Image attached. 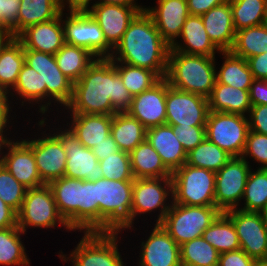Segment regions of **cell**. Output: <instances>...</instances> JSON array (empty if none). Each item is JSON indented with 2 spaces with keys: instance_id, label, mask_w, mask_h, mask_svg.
Wrapping results in <instances>:
<instances>
[{
  "instance_id": "680465c9",
  "label": "cell",
  "mask_w": 267,
  "mask_h": 266,
  "mask_svg": "<svg viewBox=\"0 0 267 266\" xmlns=\"http://www.w3.org/2000/svg\"><path fill=\"white\" fill-rule=\"evenodd\" d=\"M17 227V212L0 198V229Z\"/></svg>"
},
{
  "instance_id": "30bf717a",
  "label": "cell",
  "mask_w": 267,
  "mask_h": 266,
  "mask_svg": "<svg viewBox=\"0 0 267 266\" xmlns=\"http://www.w3.org/2000/svg\"><path fill=\"white\" fill-rule=\"evenodd\" d=\"M249 131L248 116L209 111L206 138L232 157H241Z\"/></svg>"
},
{
  "instance_id": "d6986e66",
  "label": "cell",
  "mask_w": 267,
  "mask_h": 266,
  "mask_svg": "<svg viewBox=\"0 0 267 266\" xmlns=\"http://www.w3.org/2000/svg\"><path fill=\"white\" fill-rule=\"evenodd\" d=\"M146 128L163 125L166 122V78H161L151 88L132 97L127 111Z\"/></svg>"
},
{
  "instance_id": "7dc6e473",
  "label": "cell",
  "mask_w": 267,
  "mask_h": 266,
  "mask_svg": "<svg viewBox=\"0 0 267 266\" xmlns=\"http://www.w3.org/2000/svg\"><path fill=\"white\" fill-rule=\"evenodd\" d=\"M27 188L0 163V198L18 212L24 201Z\"/></svg>"
},
{
  "instance_id": "7c38bea8",
  "label": "cell",
  "mask_w": 267,
  "mask_h": 266,
  "mask_svg": "<svg viewBox=\"0 0 267 266\" xmlns=\"http://www.w3.org/2000/svg\"><path fill=\"white\" fill-rule=\"evenodd\" d=\"M64 14L66 15L63 19ZM65 43L83 47L97 58L110 57L113 48L106 42L103 31L88 12L62 13Z\"/></svg>"
},
{
  "instance_id": "5b68a950",
  "label": "cell",
  "mask_w": 267,
  "mask_h": 266,
  "mask_svg": "<svg viewBox=\"0 0 267 266\" xmlns=\"http://www.w3.org/2000/svg\"><path fill=\"white\" fill-rule=\"evenodd\" d=\"M221 213L216 206H186L172 201L169 211L159 224L181 246L201 237Z\"/></svg>"
},
{
  "instance_id": "6da1fadb",
  "label": "cell",
  "mask_w": 267,
  "mask_h": 266,
  "mask_svg": "<svg viewBox=\"0 0 267 266\" xmlns=\"http://www.w3.org/2000/svg\"><path fill=\"white\" fill-rule=\"evenodd\" d=\"M132 97L113 61L97 58L73 84L72 98L65 109L68 113L113 115L127 112Z\"/></svg>"
},
{
  "instance_id": "2e32d148",
  "label": "cell",
  "mask_w": 267,
  "mask_h": 266,
  "mask_svg": "<svg viewBox=\"0 0 267 266\" xmlns=\"http://www.w3.org/2000/svg\"><path fill=\"white\" fill-rule=\"evenodd\" d=\"M224 213L235 226L240 248L256 261L267 260V235L262 212L231 209Z\"/></svg>"
},
{
  "instance_id": "8d00e7d4",
  "label": "cell",
  "mask_w": 267,
  "mask_h": 266,
  "mask_svg": "<svg viewBox=\"0 0 267 266\" xmlns=\"http://www.w3.org/2000/svg\"><path fill=\"white\" fill-rule=\"evenodd\" d=\"M202 237L219 253L240 249V242L235 226L224 212L206 228Z\"/></svg>"
},
{
  "instance_id": "52a82bcc",
  "label": "cell",
  "mask_w": 267,
  "mask_h": 266,
  "mask_svg": "<svg viewBox=\"0 0 267 266\" xmlns=\"http://www.w3.org/2000/svg\"><path fill=\"white\" fill-rule=\"evenodd\" d=\"M69 257L59 252L63 261H71L72 266H126L118 249L120 232H84Z\"/></svg>"
},
{
  "instance_id": "7bdbcfd3",
  "label": "cell",
  "mask_w": 267,
  "mask_h": 266,
  "mask_svg": "<svg viewBox=\"0 0 267 266\" xmlns=\"http://www.w3.org/2000/svg\"><path fill=\"white\" fill-rule=\"evenodd\" d=\"M219 254L201 236L180 246L181 266H218Z\"/></svg>"
},
{
  "instance_id": "be15d7a7",
  "label": "cell",
  "mask_w": 267,
  "mask_h": 266,
  "mask_svg": "<svg viewBox=\"0 0 267 266\" xmlns=\"http://www.w3.org/2000/svg\"><path fill=\"white\" fill-rule=\"evenodd\" d=\"M9 96H0V115H10V111H12V107H10V104L12 103L9 98ZM9 100V101H8ZM10 102V103H9Z\"/></svg>"
},
{
  "instance_id": "ab89813d",
  "label": "cell",
  "mask_w": 267,
  "mask_h": 266,
  "mask_svg": "<svg viewBox=\"0 0 267 266\" xmlns=\"http://www.w3.org/2000/svg\"><path fill=\"white\" fill-rule=\"evenodd\" d=\"M244 206L237 209L246 212H263L267 210V169L250 170L243 197Z\"/></svg>"
},
{
  "instance_id": "816d5d0a",
  "label": "cell",
  "mask_w": 267,
  "mask_h": 266,
  "mask_svg": "<svg viewBox=\"0 0 267 266\" xmlns=\"http://www.w3.org/2000/svg\"><path fill=\"white\" fill-rule=\"evenodd\" d=\"M257 261L241 248L219 254L218 266H256Z\"/></svg>"
},
{
  "instance_id": "74e56055",
  "label": "cell",
  "mask_w": 267,
  "mask_h": 266,
  "mask_svg": "<svg viewBox=\"0 0 267 266\" xmlns=\"http://www.w3.org/2000/svg\"><path fill=\"white\" fill-rule=\"evenodd\" d=\"M23 234L25 233L18 227L0 229V265H30L25 245L21 240Z\"/></svg>"
},
{
  "instance_id": "44dd1931",
  "label": "cell",
  "mask_w": 267,
  "mask_h": 266,
  "mask_svg": "<svg viewBox=\"0 0 267 266\" xmlns=\"http://www.w3.org/2000/svg\"><path fill=\"white\" fill-rule=\"evenodd\" d=\"M88 13L100 26L106 42L114 49L139 12L133 7L100 4L92 5Z\"/></svg>"
},
{
  "instance_id": "e0dca14e",
  "label": "cell",
  "mask_w": 267,
  "mask_h": 266,
  "mask_svg": "<svg viewBox=\"0 0 267 266\" xmlns=\"http://www.w3.org/2000/svg\"><path fill=\"white\" fill-rule=\"evenodd\" d=\"M38 139H23L33 150L40 178L44 184L64 176L67 155L60 138L52 131ZM52 134V135H51Z\"/></svg>"
},
{
  "instance_id": "603a6c76",
  "label": "cell",
  "mask_w": 267,
  "mask_h": 266,
  "mask_svg": "<svg viewBox=\"0 0 267 266\" xmlns=\"http://www.w3.org/2000/svg\"><path fill=\"white\" fill-rule=\"evenodd\" d=\"M16 38L23 49L54 55L65 44L62 13L55 19L26 28Z\"/></svg>"
},
{
  "instance_id": "4dcf8cb0",
  "label": "cell",
  "mask_w": 267,
  "mask_h": 266,
  "mask_svg": "<svg viewBox=\"0 0 267 266\" xmlns=\"http://www.w3.org/2000/svg\"><path fill=\"white\" fill-rule=\"evenodd\" d=\"M129 154L134 179L172 177V173L165 167L161 157L147 140Z\"/></svg>"
},
{
  "instance_id": "f6af8a7d",
  "label": "cell",
  "mask_w": 267,
  "mask_h": 266,
  "mask_svg": "<svg viewBox=\"0 0 267 266\" xmlns=\"http://www.w3.org/2000/svg\"><path fill=\"white\" fill-rule=\"evenodd\" d=\"M113 64L115 65L117 73L121 77L124 86L132 96L141 94L161 79L154 71L146 68L122 62H113Z\"/></svg>"
},
{
  "instance_id": "9c48e42d",
  "label": "cell",
  "mask_w": 267,
  "mask_h": 266,
  "mask_svg": "<svg viewBox=\"0 0 267 266\" xmlns=\"http://www.w3.org/2000/svg\"><path fill=\"white\" fill-rule=\"evenodd\" d=\"M24 57L25 64L40 74L42 86H46L44 116L52 102L66 107L72 98L74 83L59 69L55 56L41 51L24 49Z\"/></svg>"
},
{
  "instance_id": "484cf974",
  "label": "cell",
  "mask_w": 267,
  "mask_h": 266,
  "mask_svg": "<svg viewBox=\"0 0 267 266\" xmlns=\"http://www.w3.org/2000/svg\"><path fill=\"white\" fill-rule=\"evenodd\" d=\"M178 38L183 41L177 42L178 40H176L170 46V50L207 57H215L217 51V53L221 52L209 39L201 16L189 15Z\"/></svg>"
},
{
  "instance_id": "bcb514c9",
  "label": "cell",
  "mask_w": 267,
  "mask_h": 266,
  "mask_svg": "<svg viewBox=\"0 0 267 266\" xmlns=\"http://www.w3.org/2000/svg\"><path fill=\"white\" fill-rule=\"evenodd\" d=\"M103 178L119 181H134L130 154L119 151L99 161Z\"/></svg>"
},
{
  "instance_id": "f35d334b",
  "label": "cell",
  "mask_w": 267,
  "mask_h": 266,
  "mask_svg": "<svg viewBox=\"0 0 267 266\" xmlns=\"http://www.w3.org/2000/svg\"><path fill=\"white\" fill-rule=\"evenodd\" d=\"M230 51L244 59L267 52V24L236 31L235 42Z\"/></svg>"
},
{
  "instance_id": "91938a15",
  "label": "cell",
  "mask_w": 267,
  "mask_h": 266,
  "mask_svg": "<svg viewBox=\"0 0 267 266\" xmlns=\"http://www.w3.org/2000/svg\"><path fill=\"white\" fill-rule=\"evenodd\" d=\"M90 1L92 0H57L61 13L65 11L67 4L69 13L88 12L91 9Z\"/></svg>"
},
{
  "instance_id": "5bb4252c",
  "label": "cell",
  "mask_w": 267,
  "mask_h": 266,
  "mask_svg": "<svg viewBox=\"0 0 267 266\" xmlns=\"http://www.w3.org/2000/svg\"><path fill=\"white\" fill-rule=\"evenodd\" d=\"M208 99L173 88L166 80V122L168 125L206 126Z\"/></svg>"
},
{
  "instance_id": "94428289",
  "label": "cell",
  "mask_w": 267,
  "mask_h": 266,
  "mask_svg": "<svg viewBox=\"0 0 267 266\" xmlns=\"http://www.w3.org/2000/svg\"><path fill=\"white\" fill-rule=\"evenodd\" d=\"M100 4H115L122 5L135 8L139 13L145 11L146 6H141L136 4L135 0H98L97 2H93L92 5H100Z\"/></svg>"
},
{
  "instance_id": "b9f144b4",
  "label": "cell",
  "mask_w": 267,
  "mask_h": 266,
  "mask_svg": "<svg viewBox=\"0 0 267 266\" xmlns=\"http://www.w3.org/2000/svg\"><path fill=\"white\" fill-rule=\"evenodd\" d=\"M81 231L99 232V201H97L96 181L80 180Z\"/></svg>"
},
{
  "instance_id": "7a4b0ae2",
  "label": "cell",
  "mask_w": 267,
  "mask_h": 266,
  "mask_svg": "<svg viewBox=\"0 0 267 266\" xmlns=\"http://www.w3.org/2000/svg\"><path fill=\"white\" fill-rule=\"evenodd\" d=\"M169 51L170 45L161 37L151 16L143 11L130 22L109 58L113 62L149 69L165 78Z\"/></svg>"
},
{
  "instance_id": "8c879c8a",
  "label": "cell",
  "mask_w": 267,
  "mask_h": 266,
  "mask_svg": "<svg viewBox=\"0 0 267 266\" xmlns=\"http://www.w3.org/2000/svg\"><path fill=\"white\" fill-rule=\"evenodd\" d=\"M265 24H267V0H266V7H265Z\"/></svg>"
},
{
  "instance_id": "3957f363",
  "label": "cell",
  "mask_w": 267,
  "mask_h": 266,
  "mask_svg": "<svg viewBox=\"0 0 267 266\" xmlns=\"http://www.w3.org/2000/svg\"><path fill=\"white\" fill-rule=\"evenodd\" d=\"M215 60V57L170 50L165 78L173 88L208 99L216 82Z\"/></svg>"
},
{
  "instance_id": "1f68e13d",
  "label": "cell",
  "mask_w": 267,
  "mask_h": 266,
  "mask_svg": "<svg viewBox=\"0 0 267 266\" xmlns=\"http://www.w3.org/2000/svg\"><path fill=\"white\" fill-rule=\"evenodd\" d=\"M54 56L59 69L73 83L77 82L97 59L89 50L67 43Z\"/></svg>"
},
{
  "instance_id": "d4e9b609",
  "label": "cell",
  "mask_w": 267,
  "mask_h": 266,
  "mask_svg": "<svg viewBox=\"0 0 267 266\" xmlns=\"http://www.w3.org/2000/svg\"><path fill=\"white\" fill-rule=\"evenodd\" d=\"M201 18L213 44L220 51H230L235 42L236 31L229 0L210 9Z\"/></svg>"
},
{
  "instance_id": "83f0119b",
  "label": "cell",
  "mask_w": 267,
  "mask_h": 266,
  "mask_svg": "<svg viewBox=\"0 0 267 266\" xmlns=\"http://www.w3.org/2000/svg\"><path fill=\"white\" fill-rule=\"evenodd\" d=\"M69 114L72 119L68 127L83 146L92 149L110 135L113 115Z\"/></svg>"
},
{
  "instance_id": "f546056e",
  "label": "cell",
  "mask_w": 267,
  "mask_h": 266,
  "mask_svg": "<svg viewBox=\"0 0 267 266\" xmlns=\"http://www.w3.org/2000/svg\"><path fill=\"white\" fill-rule=\"evenodd\" d=\"M147 129L127 112L113 114L111 132L119 149L130 153L146 140Z\"/></svg>"
},
{
  "instance_id": "6f0895ef",
  "label": "cell",
  "mask_w": 267,
  "mask_h": 266,
  "mask_svg": "<svg viewBox=\"0 0 267 266\" xmlns=\"http://www.w3.org/2000/svg\"><path fill=\"white\" fill-rule=\"evenodd\" d=\"M226 0H187L190 15L202 16L210 9L225 2Z\"/></svg>"
},
{
  "instance_id": "ac0fdd59",
  "label": "cell",
  "mask_w": 267,
  "mask_h": 266,
  "mask_svg": "<svg viewBox=\"0 0 267 266\" xmlns=\"http://www.w3.org/2000/svg\"><path fill=\"white\" fill-rule=\"evenodd\" d=\"M3 153L1 164L27 189L44 185L40 178L32 148L22 139H11Z\"/></svg>"
},
{
  "instance_id": "d6a6232c",
  "label": "cell",
  "mask_w": 267,
  "mask_h": 266,
  "mask_svg": "<svg viewBox=\"0 0 267 266\" xmlns=\"http://www.w3.org/2000/svg\"><path fill=\"white\" fill-rule=\"evenodd\" d=\"M224 62L216 70V81L242 90H250L253 75L247 60L234 55L231 51H221Z\"/></svg>"
},
{
  "instance_id": "4316f807",
  "label": "cell",
  "mask_w": 267,
  "mask_h": 266,
  "mask_svg": "<svg viewBox=\"0 0 267 266\" xmlns=\"http://www.w3.org/2000/svg\"><path fill=\"white\" fill-rule=\"evenodd\" d=\"M57 208L73 231H80V180L61 177L48 184Z\"/></svg>"
},
{
  "instance_id": "003e7915",
  "label": "cell",
  "mask_w": 267,
  "mask_h": 266,
  "mask_svg": "<svg viewBox=\"0 0 267 266\" xmlns=\"http://www.w3.org/2000/svg\"><path fill=\"white\" fill-rule=\"evenodd\" d=\"M262 218L264 222L265 232L267 235V210L262 212Z\"/></svg>"
},
{
  "instance_id": "d590c367",
  "label": "cell",
  "mask_w": 267,
  "mask_h": 266,
  "mask_svg": "<svg viewBox=\"0 0 267 266\" xmlns=\"http://www.w3.org/2000/svg\"><path fill=\"white\" fill-rule=\"evenodd\" d=\"M12 92H16L17 95H19V98H22L20 99V101L22 100V106L26 101H28L29 104H34L33 102L39 104L40 102L41 104H39L40 108L38 112L42 115L44 114L46 86H42V78L40 77V74L36 70L30 68L27 64L22 66L13 91L9 92L13 98L15 95Z\"/></svg>"
},
{
  "instance_id": "2644e50d",
  "label": "cell",
  "mask_w": 267,
  "mask_h": 266,
  "mask_svg": "<svg viewBox=\"0 0 267 266\" xmlns=\"http://www.w3.org/2000/svg\"><path fill=\"white\" fill-rule=\"evenodd\" d=\"M0 96H9V94L4 92L3 89L0 87Z\"/></svg>"
},
{
  "instance_id": "89a4df30",
  "label": "cell",
  "mask_w": 267,
  "mask_h": 266,
  "mask_svg": "<svg viewBox=\"0 0 267 266\" xmlns=\"http://www.w3.org/2000/svg\"><path fill=\"white\" fill-rule=\"evenodd\" d=\"M256 266H267V260L257 261Z\"/></svg>"
},
{
  "instance_id": "f907efd6",
  "label": "cell",
  "mask_w": 267,
  "mask_h": 266,
  "mask_svg": "<svg viewBox=\"0 0 267 266\" xmlns=\"http://www.w3.org/2000/svg\"><path fill=\"white\" fill-rule=\"evenodd\" d=\"M20 0H4V15L1 17V26L10 30L14 37L18 36V14Z\"/></svg>"
},
{
  "instance_id": "cb8c5ba5",
  "label": "cell",
  "mask_w": 267,
  "mask_h": 266,
  "mask_svg": "<svg viewBox=\"0 0 267 266\" xmlns=\"http://www.w3.org/2000/svg\"><path fill=\"white\" fill-rule=\"evenodd\" d=\"M146 140L156 150L171 173L186 163L187 152L174 134L171 125L163 124L148 128Z\"/></svg>"
},
{
  "instance_id": "ba28073f",
  "label": "cell",
  "mask_w": 267,
  "mask_h": 266,
  "mask_svg": "<svg viewBox=\"0 0 267 266\" xmlns=\"http://www.w3.org/2000/svg\"><path fill=\"white\" fill-rule=\"evenodd\" d=\"M61 225L73 231L61 216L48 184L26 190L24 201L17 212V227L26 233L27 228H54Z\"/></svg>"
},
{
  "instance_id": "681fc988",
  "label": "cell",
  "mask_w": 267,
  "mask_h": 266,
  "mask_svg": "<svg viewBox=\"0 0 267 266\" xmlns=\"http://www.w3.org/2000/svg\"><path fill=\"white\" fill-rule=\"evenodd\" d=\"M177 139L188 153L206 138V126L171 125Z\"/></svg>"
},
{
  "instance_id": "277c9868",
  "label": "cell",
  "mask_w": 267,
  "mask_h": 266,
  "mask_svg": "<svg viewBox=\"0 0 267 266\" xmlns=\"http://www.w3.org/2000/svg\"><path fill=\"white\" fill-rule=\"evenodd\" d=\"M133 181L101 178L96 181L99 232L131 230Z\"/></svg>"
},
{
  "instance_id": "c3c4849f",
  "label": "cell",
  "mask_w": 267,
  "mask_h": 266,
  "mask_svg": "<svg viewBox=\"0 0 267 266\" xmlns=\"http://www.w3.org/2000/svg\"><path fill=\"white\" fill-rule=\"evenodd\" d=\"M248 163V157L262 165L257 168L267 169V135L248 131L244 151L241 155Z\"/></svg>"
},
{
  "instance_id": "ee69618b",
  "label": "cell",
  "mask_w": 267,
  "mask_h": 266,
  "mask_svg": "<svg viewBox=\"0 0 267 266\" xmlns=\"http://www.w3.org/2000/svg\"><path fill=\"white\" fill-rule=\"evenodd\" d=\"M235 31L265 23L266 0H229Z\"/></svg>"
},
{
  "instance_id": "9f6ffc18",
  "label": "cell",
  "mask_w": 267,
  "mask_h": 266,
  "mask_svg": "<svg viewBox=\"0 0 267 266\" xmlns=\"http://www.w3.org/2000/svg\"><path fill=\"white\" fill-rule=\"evenodd\" d=\"M92 151L93 154L97 157L98 161H100L111 154L119 152L120 149L115 140L113 139L112 135L110 134L109 136L104 138V141L95 145L92 148Z\"/></svg>"
},
{
  "instance_id": "e7e4bbea",
  "label": "cell",
  "mask_w": 267,
  "mask_h": 266,
  "mask_svg": "<svg viewBox=\"0 0 267 266\" xmlns=\"http://www.w3.org/2000/svg\"><path fill=\"white\" fill-rule=\"evenodd\" d=\"M5 134V131L4 130H0V163H1V160H2V155L4 152V149L7 145V143L10 141V138L6 136H4Z\"/></svg>"
},
{
  "instance_id": "836d02e7",
  "label": "cell",
  "mask_w": 267,
  "mask_h": 266,
  "mask_svg": "<svg viewBox=\"0 0 267 266\" xmlns=\"http://www.w3.org/2000/svg\"><path fill=\"white\" fill-rule=\"evenodd\" d=\"M24 64V49L15 37L0 53V87L4 92L9 94L14 88Z\"/></svg>"
},
{
  "instance_id": "8fae6325",
  "label": "cell",
  "mask_w": 267,
  "mask_h": 266,
  "mask_svg": "<svg viewBox=\"0 0 267 266\" xmlns=\"http://www.w3.org/2000/svg\"><path fill=\"white\" fill-rule=\"evenodd\" d=\"M168 199L170 203L168 202ZM173 200L172 177L138 178L133 181L131 227L138 214L160 210L156 219L159 224L169 211ZM168 202V204L166 203ZM161 208V209H160Z\"/></svg>"
},
{
  "instance_id": "6125c7cd",
  "label": "cell",
  "mask_w": 267,
  "mask_h": 266,
  "mask_svg": "<svg viewBox=\"0 0 267 266\" xmlns=\"http://www.w3.org/2000/svg\"><path fill=\"white\" fill-rule=\"evenodd\" d=\"M15 37L12 32L5 27L0 26V53Z\"/></svg>"
},
{
  "instance_id": "f1b7e54d",
  "label": "cell",
  "mask_w": 267,
  "mask_h": 266,
  "mask_svg": "<svg viewBox=\"0 0 267 266\" xmlns=\"http://www.w3.org/2000/svg\"><path fill=\"white\" fill-rule=\"evenodd\" d=\"M209 111L247 116L252 105L249 90L215 82L208 98ZM247 114V115H245Z\"/></svg>"
},
{
  "instance_id": "03108f58",
  "label": "cell",
  "mask_w": 267,
  "mask_h": 266,
  "mask_svg": "<svg viewBox=\"0 0 267 266\" xmlns=\"http://www.w3.org/2000/svg\"><path fill=\"white\" fill-rule=\"evenodd\" d=\"M9 118H10L9 115H0V130H5L7 132L8 127L10 128V126L8 124H9V122H11V121H9ZM6 126H8V127H6Z\"/></svg>"
},
{
  "instance_id": "8992f818",
  "label": "cell",
  "mask_w": 267,
  "mask_h": 266,
  "mask_svg": "<svg viewBox=\"0 0 267 266\" xmlns=\"http://www.w3.org/2000/svg\"><path fill=\"white\" fill-rule=\"evenodd\" d=\"M173 202L186 206H215V172L183 164L172 173Z\"/></svg>"
},
{
  "instance_id": "a7ac6f4b",
  "label": "cell",
  "mask_w": 267,
  "mask_h": 266,
  "mask_svg": "<svg viewBox=\"0 0 267 266\" xmlns=\"http://www.w3.org/2000/svg\"><path fill=\"white\" fill-rule=\"evenodd\" d=\"M4 15V0H0V26H1V17Z\"/></svg>"
},
{
  "instance_id": "60d3db41",
  "label": "cell",
  "mask_w": 267,
  "mask_h": 266,
  "mask_svg": "<svg viewBox=\"0 0 267 266\" xmlns=\"http://www.w3.org/2000/svg\"><path fill=\"white\" fill-rule=\"evenodd\" d=\"M232 156L205 138L187 153L186 164L213 172L220 170Z\"/></svg>"
},
{
  "instance_id": "f5cc1de1",
  "label": "cell",
  "mask_w": 267,
  "mask_h": 266,
  "mask_svg": "<svg viewBox=\"0 0 267 266\" xmlns=\"http://www.w3.org/2000/svg\"><path fill=\"white\" fill-rule=\"evenodd\" d=\"M248 116L249 130L267 135V105L252 106Z\"/></svg>"
},
{
  "instance_id": "ffe728a7",
  "label": "cell",
  "mask_w": 267,
  "mask_h": 266,
  "mask_svg": "<svg viewBox=\"0 0 267 266\" xmlns=\"http://www.w3.org/2000/svg\"><path fill=\"white\" fill-rule=\"evenodd\" d=\"M140 246L139 266H181L180 246L160 224L155 223L150 236Z\"/></svg>"
},
{
  "instance_id": "9a60e30c",
  "label": "cell",
  "mask_w": 267,
  "mask_h": 266,
  "mask_svg": "<svg viewBox=\"0 0 267 266\" xmlns=\"http://www.w3.org/2000/svg\"><path fill=\"white\" fill-rule=\"evenodd\" d=\"M59 129L52 131L60 138L67 155L64 176L88 181L103 178L99 161L92 149L83 146L69 127Z\"/></svg>"
},
{
  "instance_id": "7402d4cb",
  "label": "cell",
  "mask_w": 267,
  "mask_h": 266,
  "mask_svg": "<svg viewBox=\"0 0 267 266\" xmlns=\"http://www.w3.org/2000/svg\"><path fill=\"white\" fill-rule=\"evenodd\" d=\"M157 6L146 7L161 37L171 46L180 36L190 15L187 0H157Z\"/></svg>"
},
{
  "instance_id": "11a10c76",
  "label": "cell",
  "mask_w": 267,
  "mask_h": 266,
  "mask_svg": "<svg viewBox=\"0 0 267 266\" xmlns=\"http://www.w3.org/2000/svg\"><path fill=\"white\" fill-rule=\"evenodd\" d=\"M254 79L267 81V52L247 58Z\"/></svg>"
},
{
  "instance_id": "e575fe53",
  "label": "cell",
  "mask_w": 267,
  "mask_h": 266,
  "mask_svg": "<svg viewBox=\"0 0 267 266\" xmlns=\"http://www.w3.org/2000/svg\"><path fill=\"white\" fill-rule=\"evenodd\" d=\"M60 14L57 0H20L18 35L32 25L55 19Z\"/></svg>"
},
{
  "instance_id": "db71d44e",
  "label": "cell",
  "mask_w": 267,
  "mask_h": 266,
  "mask_svg": "<svg viewBox=\"0 0 267 266\" xmlns=\"http://www.w3.org/2000/svg\"><path fill=\"white\" fill-rule=\"evenodd\" d=\"M249 95L252 106L267 105V81L253 79L250 86Z\"/></svg>"
},
{
  "instance_id": "4fadbf2b",
  "label": "cell",
  "mask_w": 267,
  "mask_h": 266,
  "mask_svg": "<svg viewBox=\"0 0 267 266\" xmlns=\"http://www.w3.org/2000/svg\"><path fill=\"white\" fill-rule=\"evenodd\" d=\"M251 165L242 157H232L215 173V206L226 212L239 208Z\"/></svg>"
}]
</instances>
